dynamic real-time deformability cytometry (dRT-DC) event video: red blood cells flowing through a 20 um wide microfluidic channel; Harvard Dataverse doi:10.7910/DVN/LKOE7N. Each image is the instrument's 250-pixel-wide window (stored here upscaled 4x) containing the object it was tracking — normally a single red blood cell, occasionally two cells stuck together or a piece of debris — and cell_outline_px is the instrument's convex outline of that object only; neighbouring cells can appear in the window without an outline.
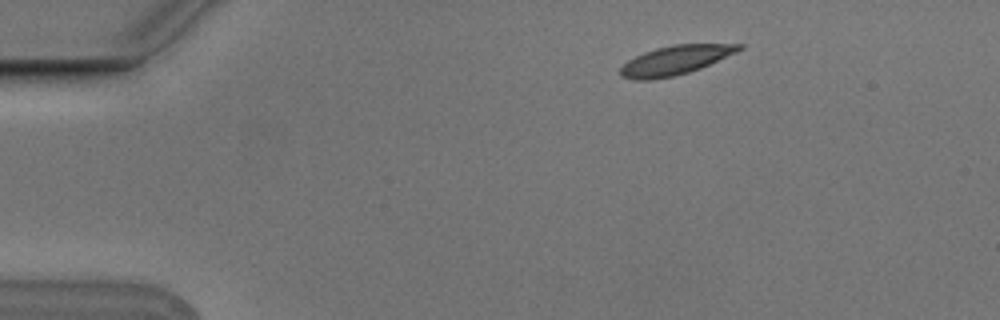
{"species": "Egyptian fruit bat (a non-hibernating species)", "species_latin": "Rousettus aegyptiacus", "temperature_condition": "cold", "stored_images_in_passage": 4, "camera_frame_rate_fps": 3000, "um_per_image_px": 0.085, "animal": {"sex": "male"}, "frame": {"image": 1, "passage_image": 2, "time_ms": 0.333, "image_size_px": [1000, 320], "cell_outline_px": [[744, 48], [736, 52], [700, 68], [688, 72], [672, 76], [648, 80], [636, 80], [620, 76], [620, 68], [628, 60], [644, 52], [656, 48], [672, 44], [744, 44]], "centroid_in_image_um": [57.38, 5.11], "position_along_channel_um": 27.6, "area_um2": 19.88}}